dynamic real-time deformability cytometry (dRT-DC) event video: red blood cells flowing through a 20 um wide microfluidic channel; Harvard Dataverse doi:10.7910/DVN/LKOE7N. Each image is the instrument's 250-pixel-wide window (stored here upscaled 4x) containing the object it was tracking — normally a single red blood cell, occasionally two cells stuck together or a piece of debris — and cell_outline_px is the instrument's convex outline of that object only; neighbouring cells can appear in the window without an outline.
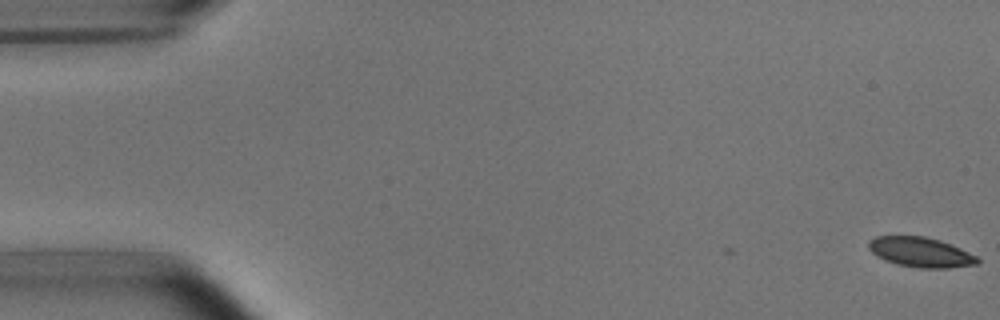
{"species": "common noctule bat (a hibernating species)", "species_latin": "Nyctalus noctula", "temperature_condition": "room temperature", "stored_images_in_passage": 3, "camera_frame_rate_fps": 3000, "um_per_image_px": 0.085, "animal": {"sex": "male", "body_mass_g": 15.6}, "frame": {"image": 1, "passage_image": 1, "time_ms": 0.0, "image_size_px": [1000, 320], "cell_outline_px": [[980, 264], [948, 268], [920, 268], [896, 264], [884, 260], [876, 256], [868, 248], [868, 240], [876, 236], [924, 236], [940, 240], [960, 248], [976, 256], [980, 260]], "centroid_in_image_um": [78.24, 21.44], "position_along_channel_um": 6.8, "area_um2": 19.07}}